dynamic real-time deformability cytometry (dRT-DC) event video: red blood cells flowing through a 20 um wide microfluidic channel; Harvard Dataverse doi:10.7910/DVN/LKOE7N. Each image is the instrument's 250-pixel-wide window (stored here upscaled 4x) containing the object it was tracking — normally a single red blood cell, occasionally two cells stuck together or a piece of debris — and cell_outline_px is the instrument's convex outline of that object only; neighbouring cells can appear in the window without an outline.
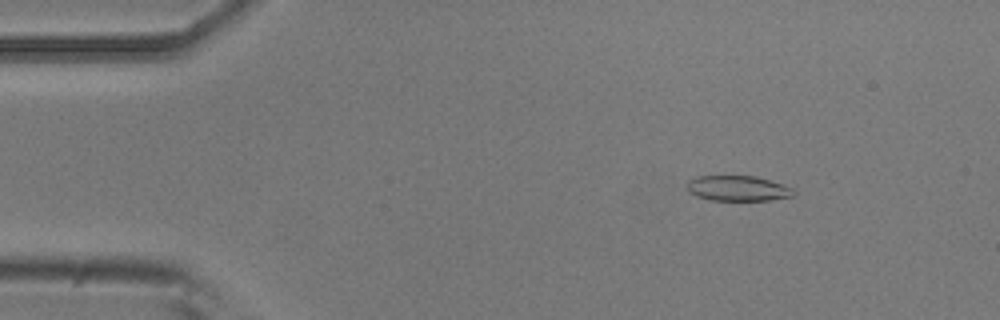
{"species": "common noctule bat (a hibernating species)", "species_latin": "Nyctalus noctula", "temperature_condition": "room temperature", "stored_images_in_passage": 4, "camera_frame_rate_fps": 3000, "um_per_image_px": 0.085, "animal": {"sex": "male", "body_mass_g": 20.5, "forearm_length_mm": 52.5}, "frame": {"image": 1, "passage_image": 2, "time_ms": 0.333, "image_size_px": [1000, 320], "cell_outline_px": [[796, 192], [792, 196], [768, 200], [712, 200], [696, 196], [688, 192], [688, 180], [696, 176], [756, 176], [784, 184], [792, 188]], "centroid_in_image_um": [62.72, 16.0], "position_along_channel_um": 22.3, "area_um2": 15.72}}